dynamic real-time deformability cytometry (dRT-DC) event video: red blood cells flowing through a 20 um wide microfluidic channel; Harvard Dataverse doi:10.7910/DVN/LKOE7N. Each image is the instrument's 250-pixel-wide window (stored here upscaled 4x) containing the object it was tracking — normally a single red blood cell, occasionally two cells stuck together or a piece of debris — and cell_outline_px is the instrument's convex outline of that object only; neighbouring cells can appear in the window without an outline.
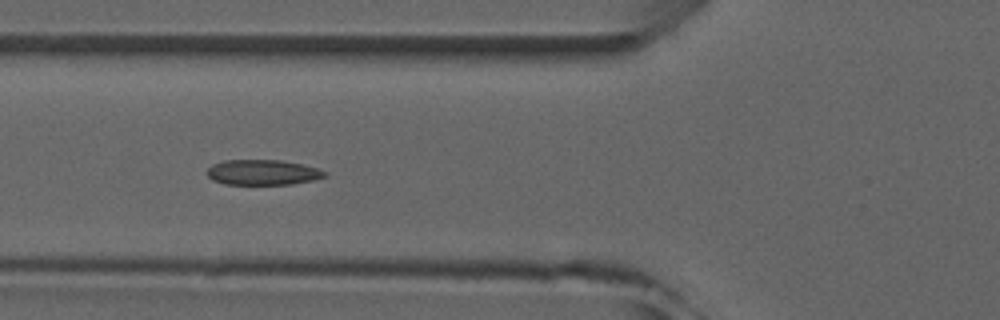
{"species": "common noctule bat (a hibernating species)", "species_latin": "Nyctalus noctula", "temperature_condition": "room temperature", "stored_images_in_passage": 7, "camera_frame_rate_fps": 3000, "um_per_image_px": 0.085, "animal": {"sex": "male", "forearm_length_mm": 52.5}, "frame": {"image": 1, "passage_image": 4, "time_ms": 4.333, "image_size_px": [1000, 320], "cell_outline_px": [[328, 176], [312, 180], [292, 184], [224, 184], [212, 180], [208, 176], [208, 168], [212, 164], [224, 160], [280, 160], [304, 164], [328, 172]], "centroid_in_image_um": [22.35, 14.64], "position_along_channel_um": 103.5, "area_um2": 17.4}}
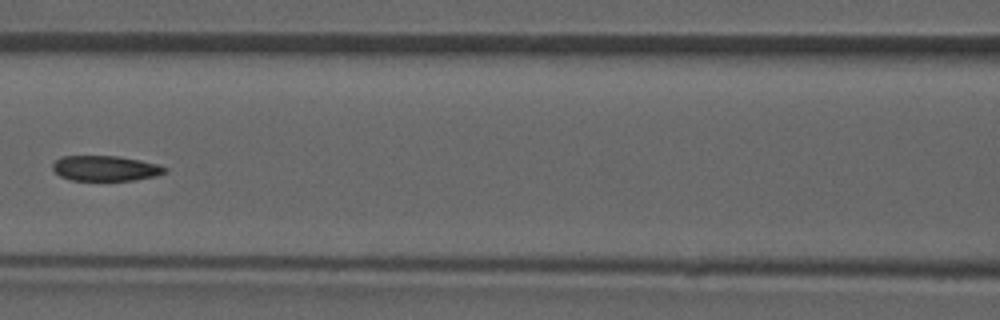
{"frame": {"image": 2, "passage_image": 5, "time_ms": 5.667, "image_size_px": [1000, 320], "cell_outline_px": [[168, 172], [156, 176], [132, 180], [72, 180], [60, 176], [52, 168], [52, 164], [60, 156], [120, 156], [160, 164], [168, 168]], "centroid_in_image_um": [9.0, 14.3], "position_along_channel_um": 157.6, "area_um2": 16.65}}